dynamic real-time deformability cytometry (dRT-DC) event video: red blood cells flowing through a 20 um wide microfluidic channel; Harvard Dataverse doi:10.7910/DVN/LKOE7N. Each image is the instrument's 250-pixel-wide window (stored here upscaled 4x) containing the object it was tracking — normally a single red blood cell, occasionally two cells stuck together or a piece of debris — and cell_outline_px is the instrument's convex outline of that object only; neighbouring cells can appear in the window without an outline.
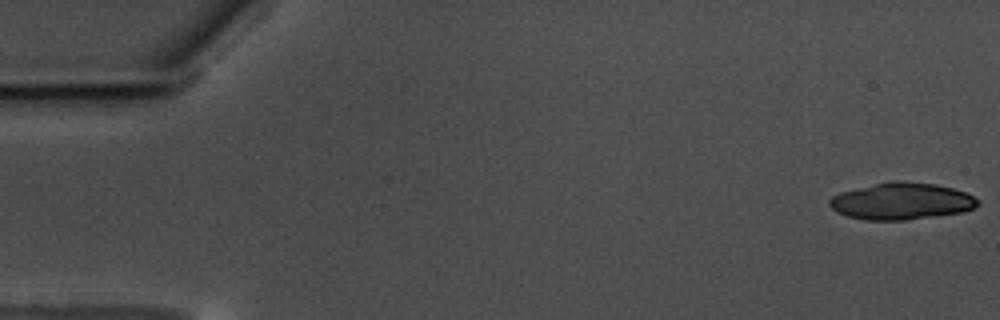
{"species": "common noctule bat (a hibernating species)", "species_latin": "Nyctalus noctula", "temperature_condition": "warm", "stored_images_in_passage": 21, "camera_frame_rate_fps": 3000, "um_per_image_px": 0.085, "animal": {"sex": "male", "body_mass_g": 17.5, "forearm_length_mm": 52.3}, "frame": {"image": 1, "passage_image": 1, "time_ms": 0.0, "image_size_px": [1000, 320], "cell_outline_px": [[980, 204], [964, 212], [904, 220], [864, 220], [848, 216], [836, 212], [828, 204], [828, 200], [832, 196], [840, 192], [856, 188], [892, 180], [900, 180], [936, 184], [968, 192], [980, 200]], "centroid_in_image_um": [76.64, 17.09], "position_along_channel_um": 8.4, "area_um2": 32.08}}